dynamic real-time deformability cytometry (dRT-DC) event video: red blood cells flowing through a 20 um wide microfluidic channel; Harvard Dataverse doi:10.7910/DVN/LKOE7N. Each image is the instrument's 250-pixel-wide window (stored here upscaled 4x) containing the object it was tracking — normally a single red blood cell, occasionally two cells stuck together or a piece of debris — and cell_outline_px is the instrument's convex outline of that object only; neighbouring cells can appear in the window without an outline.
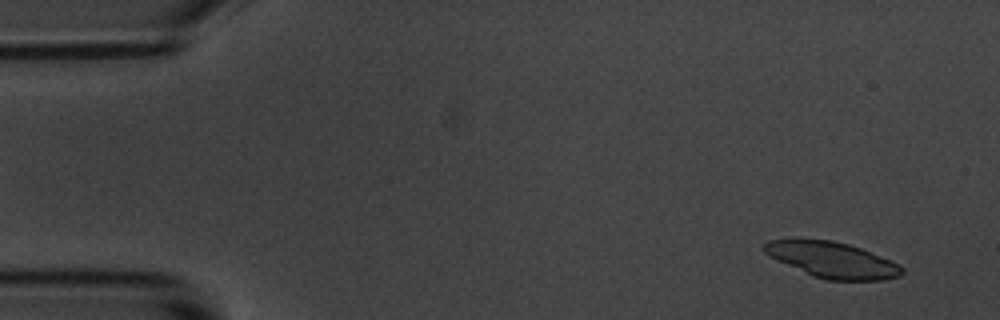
{"species": "common noctule bat (a hibernating species)", "species_latin": "Nyctalus noctula", "temperature_condition": "room temperature", "stored_images_in_passage": 16, "camera_frame_rate_fps": 3000, "um_per_image_px": 0.085, "animal": {"sex": "male", "body_mass_g": 20.1, "forearm_length_mm": 53.5}, "frame": {"image": 1, "passage_image": 3, "time_ms": 0.667, "image_size_px": [1000, 320], "cell_outline_px": [[904, 272], [900, 276], [880, 280], [828, 280], [812, 276], [768, 256], [760, 248], [768, 240], [792, 236], [832, 240], [848, 244], [860, 248], [900, 264], [904, 268]], "centroid_in_image_um": [70.64, 22.04], "position_along_channel_um": 14.4, "area_um2": 29.42}}